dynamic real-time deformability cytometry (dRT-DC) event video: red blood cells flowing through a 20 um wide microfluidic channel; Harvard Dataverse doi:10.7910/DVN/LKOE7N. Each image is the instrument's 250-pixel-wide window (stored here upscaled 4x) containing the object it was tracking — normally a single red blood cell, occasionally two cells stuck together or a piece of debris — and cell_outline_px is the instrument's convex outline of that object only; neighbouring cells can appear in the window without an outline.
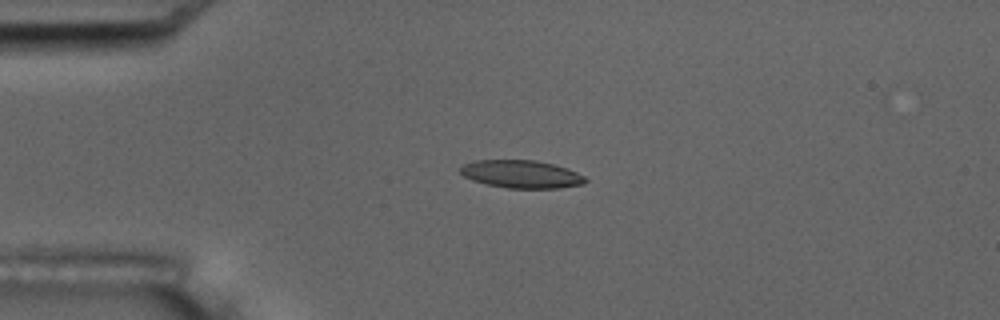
{"species": "common noctule bat (a hibernating species)", "species_latin": "Nyctalus noctula", "temperature_condition": "room temperature", "stored_images_in_passage": 5, "camera_frame_rate_fps": 3000, "um_per_image_px": 0.085, "animal": {"sex": "male", "body_mass_g": 17.5, "forearm_length_mm": 52.3}, "frame": {"image": 1, "passage_image": 3, "time_ms": 2.333, "image_size_px": [1000, 320], "cell_outline_px": [[588, 180], [584, 184], [560, 188], [508, 188], [488, 184], [472, 180], [464, 176], [460, 172], [460, 168], [464, 164], [476, 160], [536, 160], [568, 168], [584, 176]], "centroid_in_image_um": [44.34, 14.8], "position_along_channel_um": 40.7, "area_um2": 20.23}}